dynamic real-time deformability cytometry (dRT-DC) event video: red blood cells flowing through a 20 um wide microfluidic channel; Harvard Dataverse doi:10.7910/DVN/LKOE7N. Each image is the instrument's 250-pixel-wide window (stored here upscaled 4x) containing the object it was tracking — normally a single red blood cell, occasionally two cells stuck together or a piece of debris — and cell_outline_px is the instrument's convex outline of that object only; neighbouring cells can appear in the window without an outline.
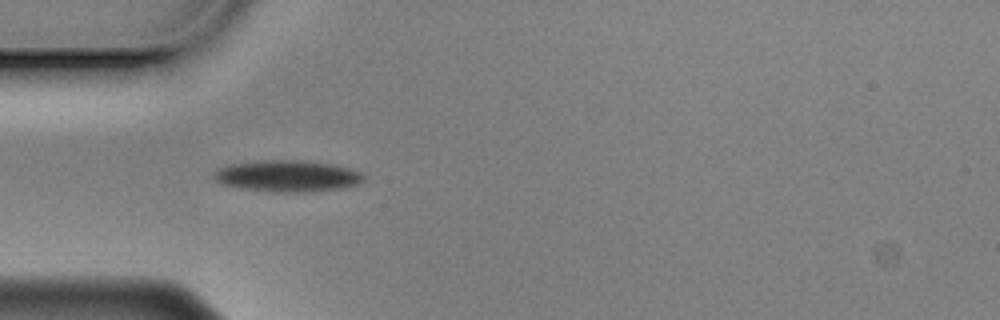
{"species": "Egyptian fruit bat (a non-hibernating species)", "species_latin": "Rousettus aegyptiacus", "temperature_condition": "cold", "stored_images_in_passage": 41, "camera_frame_rate_fps": 3000, "um_per_image_px": 0.085, "animal": {"sex": "male"}, "frame": {"image": 1, "passage_image": 1, "time_ms": 0.0, "image_size_px": [1000, 320], "cell_outline_px": [[364, 180], [356, 184], [340, 188], [300, 192], [276, 192], [240, 188], [224, 184], [216, 180], [212, 176], [212, 172], [216, 168], [228, 164], [256, 160], [304, 160], [332, 164], [348, 168], [360, 172], [364, 176]], "centroid_in_image_um": [24.36, 14.94], "position_along_channel_um": 60.6, "area_um2": 27.51}}
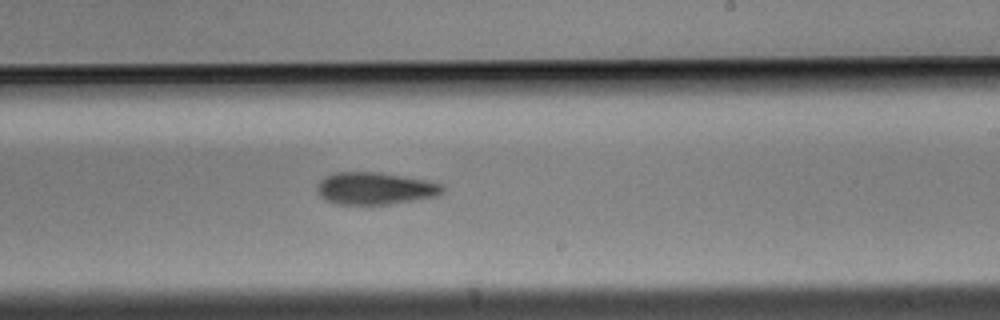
{"frame": {"image": 2, "passage_image": 18, "time_ms": 5.667, "image_size_px": [1000, 320], "cell_outline_px": [[444, 192], [440, 196], [420, 200], [388, 204], [340, 204], [328, 200], [320, 196], [316, 188], [316, 184], [324, 176], [336, 172], [380, 172], [428, 180], [444, 184]], "centroid_in_image_um": [31.95, 16.01], "position_along_channel_um": 257.1, "area_um2": 23.93}}
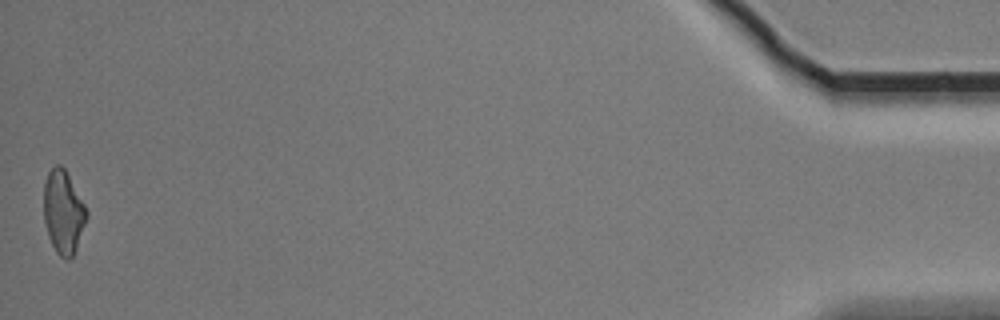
{"frame": {"image": 3, "passage_image": 41, "time_ms": 13.333, "image_size_px": [1000, 320], "cell_outline_px": [[88, 216], [76, 248], [72, 256], [68, 260], [64, 260], [56, 252], [48, 236], [44, 220], [44, 184], [48, 172], [56, 164], [60, 164], [64, 168], [84, 204], [88, 212]], "centroid_in_image_um": [5.37, 18.04], "position_along_channel_um": 429.8, "area_um2": 20.58}, "authors_computed_cell_mechanics": {"area_um2": 22.8888, "velocity_mm_per_s": 3.4944, "shape_relaxation_time_tau1_ms": 6.2101, "shape_relaxation_time_tau2_ms": null, "deformation_change_tau1": 0.1232, "deformation_change_tau2": null}}